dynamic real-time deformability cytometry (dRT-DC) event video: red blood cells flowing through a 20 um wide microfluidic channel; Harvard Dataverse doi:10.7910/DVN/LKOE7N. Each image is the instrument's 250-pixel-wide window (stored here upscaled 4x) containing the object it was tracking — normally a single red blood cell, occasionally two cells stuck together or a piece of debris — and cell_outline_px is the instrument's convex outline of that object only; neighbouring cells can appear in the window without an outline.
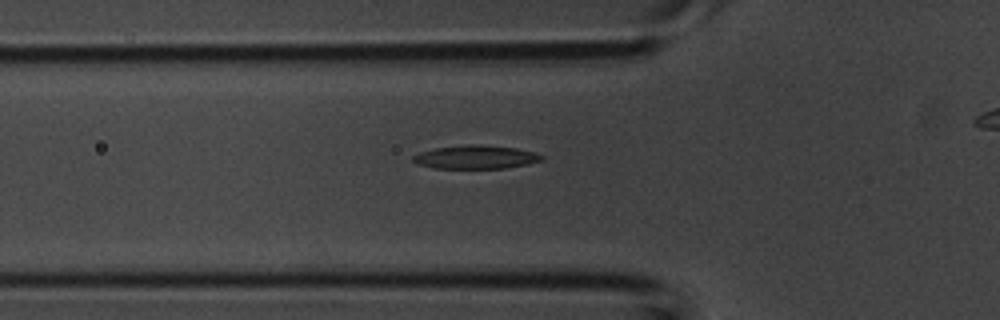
{"species": "common noctule bat (a hibernating species)", "species_latin": "Nyctalus noctula", "temperature_condition": "room temperature", "stored_images_in_passage": 36, "camera_frame_rate_fps": 3000, "um_per_image_px": 0.085, "animal": {"sex": "male", "body_mass_g": 20.1, "forearm_length_mm": 53.5}, "frame": {"image": 1, "passage_image": 14, "time_ms": 4.333, "image_size_px": [1000, 320], "cell_outline_px": [[544, 160], [528, 164], [504, 168], [436, 168], [416, 164], [412, 160], [412, 156], [420, 152], [436, 148], [468, 144], [480, 144], [516, 148], [536, 152], [544, 156]], "centroid_in_image_um": [40.46, 13.35], "position_along_channel_um": 85.3, "area_um2": 17.69}}
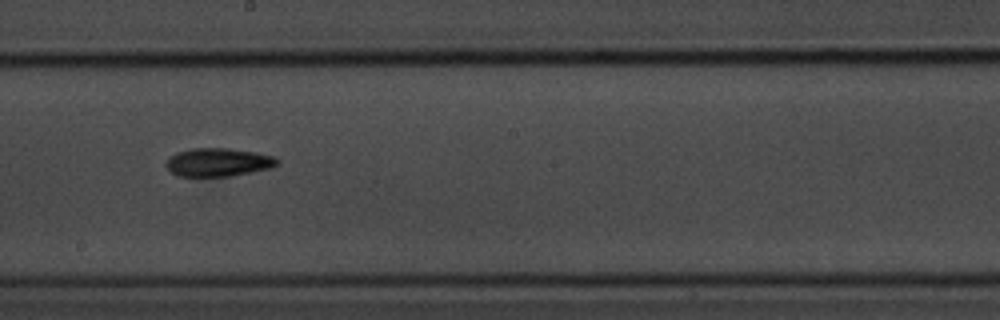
{"frame": {"image": 2, "passage_image": 23, "time_ms": 7.333, "image_size_px": [1000, 320], "cell_outline_px": [[280, 160], [272, 168], [232, 176], [176, 176], [164, 164], [168, 156], [176, 152], [192, 148], [228, 148], [256, 152], [272, 156]], "centroid_in_image_um": [18.52, 13.79], "position_along_channel_um": 229.7, "area_um2": 18.5}}
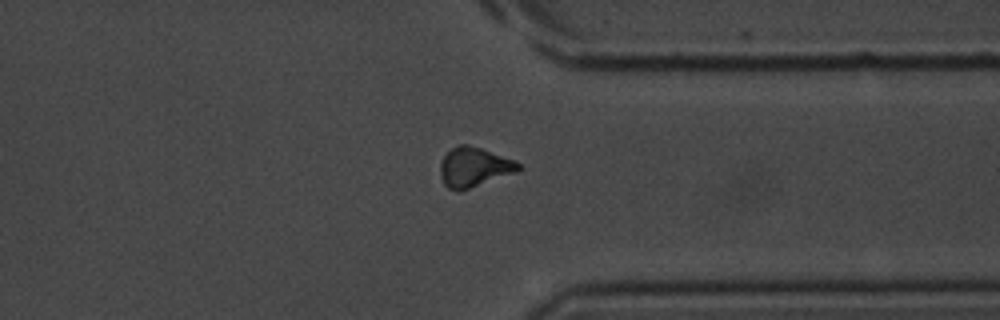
{"frame": {"image": 3, "passage_image": 32, "time_ms": 10.333, "image_size_px": [1000, 320], "cell_outline_px": [[520, 168], [516, 172], [460, 192], [456, 192], [448, 188], [444, 184], [440, 176], [440, 164], [444, 156], [452, 148], [460, 144], [468, 144], [480, 148], [512, 160], [520, 164]], "centroid_in_image_um": [40.24, 14.23], "position_along_channel_um": 371.2, "area_um2": 17.86}}